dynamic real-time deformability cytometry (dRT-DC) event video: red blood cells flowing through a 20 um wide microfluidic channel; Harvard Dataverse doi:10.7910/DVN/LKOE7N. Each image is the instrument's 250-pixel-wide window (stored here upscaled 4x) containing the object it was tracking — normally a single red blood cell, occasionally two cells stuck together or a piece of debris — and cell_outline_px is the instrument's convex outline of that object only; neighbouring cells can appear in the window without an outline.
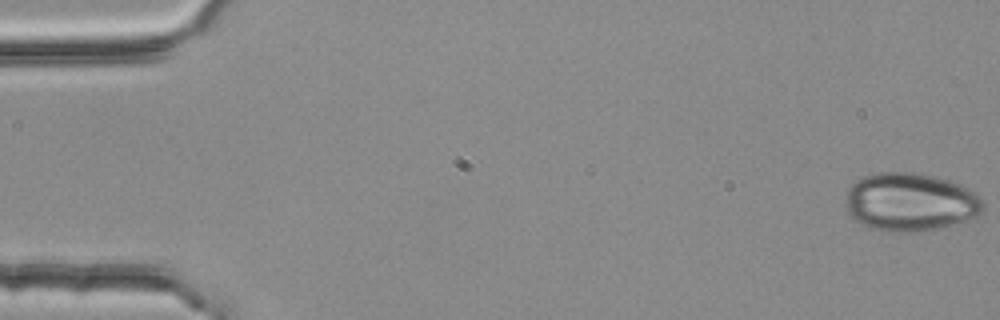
{"species": "common noctule bat (a hibernating species)", "species_latin": "Nyctalus noctula", "temperature_condition": "room temperature", "stored_images_in_passage": 53, "camera_frame_rate_fps": 3000, "um_per_image_px": 0.085, "animal": {"sex": "female", "body_mass_g": 25.1}, "frame": {"image": 1, "passage_image": 1, "time_ms": 0.0, "image_size_px": [1000, 320], "cell_outline_px": [[984, 212], [976, 216], [952, 224], [936, 228], [908, 232], [888, 232], [872, 228], [856, 220], [848, 212], [848, 188], [856, 180], [864, 176], [880, 172], [912, 172], [936, 176], [960, 184], [968, 188], [980, 196], [984, 200]], "centroid_in_image_um": [77.42, 17.15], "position_along_channel_um": 7.6, "area_um2": 46.36}}
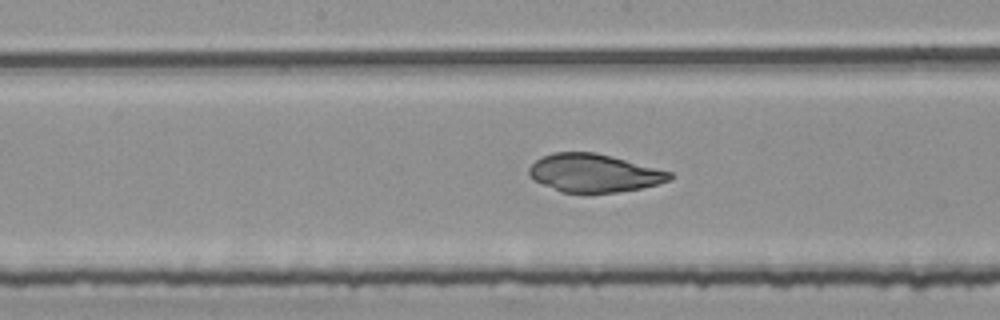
{"frame": {"image": 2, "passage_image": 28, "time_ms": 9.0, "image_size_px": [1000, 320], "cell_outline_px": [[672, 180], [640, 188], [616, 192], [560, 192], [532, 180], [528, 176], [528, 168], [536, 160], [552, 152], [596, 152], [672, 172]], "centroid_in_image_um": [50.45, 14.7], "position_along_channel_um": 197.8, "area_um2": 31.15}}
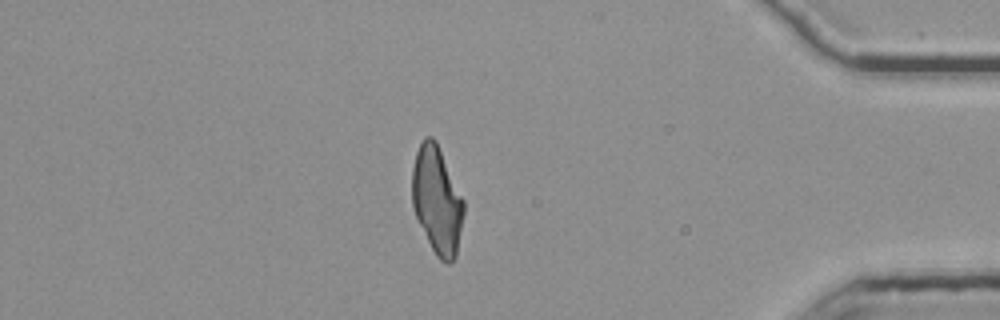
{"frame": {"image": 3, "passage_image": 47, "time_ms": 15.333, "image_size_px": [1000, 320], "cell_outline_px": [[464, 212], [456, 256], [452, 264], [448, 264], [440, 260], [436, 256], [412, 208], [412, 168], [416, 152], [424, 136], [432, 136], [436, 140], [464, 200]], "centroid_in_image_um": [37.14, 17.01], "position_along_channel_um": 398.1, "area_um2": 32.31}}